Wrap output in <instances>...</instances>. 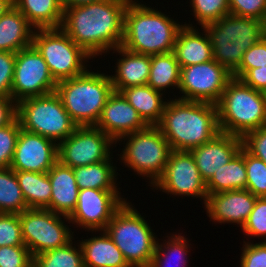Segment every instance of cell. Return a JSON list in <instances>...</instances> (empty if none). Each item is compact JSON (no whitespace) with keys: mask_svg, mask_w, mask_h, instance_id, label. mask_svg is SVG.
Listing matches in <instances>:
<instances>
[{"mask_svg":"<svg viewBox=\"0 0 266 267\" xmlns=\"http://www.w3.org/2000/svg\"><path fill=\"white\" fill-rule=\"evenodd\" d=\"M131 0H102L64 8L60 28L92 58L121 46Z\"/></svg>","mask_w":266,"mask_h":267,"instance_id":"6da1fadb","label":"cell"},{"mask_svg":"<svg viewBox=\"0 0 266 267\" xmlns=\"http://www.w3.org/2000/svg\"><path fill=\"white\" fill-rule=\"evenodd\" d=\"M156 126L178 151H190L220 133L216 105L171 98Z\"/></svg>","mask_w":266,"mask_h":267,"instance_id":"7a4b0ae2","label":"cell"},{"mask_svg":"<svg viewBox=\"0 0 266 267\" xmlns=\"http://www.w3.org/2000/svg\"><path fill=\"white\" fill-rule=\"evenodd\" d=\"M176 22L161 11L131 0L124 14L121 47L150 56L173 52L178 32L184 26Z\"/></svg>","mask_w":266,"mask_h":267,"instance_id":"3957f363","label":"cell"},{"mask_svg":"<svg viewBox=\"0 0 266 267\" xmlns=\"http://www.w3.org/2000/svg\"><path fill=\"white\" fill-rule=\"evenodd\" d=\"M212 44L213 59L233 74L243 54L266 35V23L250 17L225 15L203 28Z\"/></svg>","mask_w":266,"mask_h":267,"instance_id":"277c9868","label":"cell"},{"mask_svg":"<svg viewBox=\"0 0 266 267\" xmlns=\"http://www.w3.org/2000/svg\"><path fill=\"white\" fill-rule=\"evenodd\" d=\"M220 132L243 137L266 126V93L232 77L216 104Z\"/></svg>","mask_w":266,"mask_h":267,"instance_id":"5b68a950","label":"cell"},{"mask_svg":"<svg viewBox=\"0 0 266 267\" xmlns=\"http://www.w3.org/2000/svg\"><path fill=\"white\" fill-rule=\"evenodd\" d=\"M113 91L110 75L89 70L58 82L55 90L77 126H95Z\"/></svg>","mask_w":266,"mask_h":267,"instance_id":"8992f818","label":"cell"},{"mask_svg":"<svg viewBox=\"0 0 266 267\" xmlns=\"http://www.w3.org/2000/svg\"><path fill=\"white\" fill-rule=\"evenodd\" d=\"M131 203L125 202L105 229L120 249L130 267H149L155 253L157 237Z\"/></svg>","mask_w":266,"mask_h":267,"instance_id":"52a82bcc","label":"cell"},{"mask_svg":"<svg viewBox=\"0 0 266 267\" xmlns=\"http://www.w3.org/2000/svg\"><path fill=\"white\" fill-rule=\"evenodd\" d=\"M16 117L21 129L46 137L57 144L77 127L56 92L18 102Z\"/></svg>","mask_w":266,"mask_h":267,"instance_id":"ba28073f","label":"cell"},{"mask_svg":"<svg viewBox=\"0 0 266 267\" xmlns=\"http://www.w3.org/2000/svg\"><path fill=\"white\" fill-rule=\"evenodd\" d=\"M32 45L45 60L56 83L85 73L91 56L61 28L35 29Z\"/></svg>","mask_w":266,"mask_h":267,"instance_id":"9c48e42d","label":"cell"},{"mask_svg":"<svg viewBox=\"0 0 266 267\" xmlns=\"http://www.w3.org/2000/svg\"><path fill=\"white\" fill-rule=\"evenodd\" d=\"M123 139L127 143L122 149V162L140 176L151 178L150 184L153 186L163 174L173 151L170 144L157 126H147L143 130L124 135L115 144Z\"/></svg>","mask_w":266,"mask_h":267,"instance_id":"30bf717a","label":"cell"},{"mask_svg":"<svg viewBox=\"0 0 266 267\" xmlns=\"http://www.w3.org/2000/svg\"><path fill=\"white\" fill-rule=\"evenodd\" d=\"M61 216L70 222L68 216L47 209H27L19 214L22 238L32 257L62 247L74 239V232L64 224Z\"/></svg>","mask_w":266,"mask_h":267,"instance_id":"8fae6325","label":"cell"},{"mask_svg":"<svg viewBox=\"0 0 266 267\" xmlns=\"http://www.w3.org/2000/svg\"><path fill=\"white\" fill-rule=\"evenodd\" d=\"M114 140L96 126H77L58 143V161L71 168L87 166L111 159Z\"/></svg>","mask_w":266,"mask_h":267,"instance_id":"7c38bea8","label":"cell"},{"mask_svg":"<svg viewBox=\"0 0 266 267\" xmlns=\"http://www.w3.org/2000/svg\"><path fill=\"white\" fill-rule=\"evenodd\" d=\"M232 74L217 61L181 67L180 100L205 102L216 105Z\"/></svg>","mask_w":266,"mask_h":267,"instance_id":"4fadbf2b","label":"cell"},{"mask_svg":"<svg viewBox=\"0 0 266 267\" xmlns=\"http://www.w3.org/2000/svg\"><path fill=\"white\" fill-rule=\"evenodd\" d=\"M57 83L42 55L31 45L16 53L11 98L16 102L55 92Z\"/></svg>","mask_w":266,"mask_h":267,"instance_id":"5bb4252c","label":"cell"},{"mask_svg":"<svg viewBox=\"0 0 266 267\" xmlns=\"http://www.w3.org/2000/svg\"><path fill=\"white\" fill-rule=\"evenodd\" d=\"M154 187L174 196L200 197L204 204L208 196L206 182L202 179L190 151L173 150Z\"/></svg>","mask_w":266,"mask_h":267,"instance_id":"9a60e30c","label":"cell"},{"mask_svg":"<svg viewBox=\"0 0 266 267\" xmlns=\"http://www.w3.org/2000/svg\"><path fill=\"white\" fill-rule=\"evenodd\" d=\"M119 191L99 189L79 190L74 211L68 216L70 223L87 231H103L115 212L126 202Z\"/></svg>","mask_w":266,"mask_h":267,"instance_id":"2e32d148","label":"cell"},{"mask_svg":"<svg viewBox=\"0 0 266 267\" xmlns=\"http://www.w3.org/2000/svg\"><path fill=\"white\" fill-rule=\"evenodd\" d=\"M58 161V144L20 129L10 168L14 171L47 173Z\"/></svg>","mask_w":266,"mask_h":267,"instance_id":"e0dca14e","label":"cell"},{"mask_svg":"<svg viewBox=\"0 0 266 267\" xmlns=\"http://www.w3.org/2000/svg\"><path fill=\"white\" fill-rule=\"evenodd\" d=\"M95 126L116 142L122 136L143 130L148 125L121 92L113 91Z\"/></svg>","mask_w":266,"mask_h":267,"instance_id":"ac0fdd59","label":"cell"},{"mask_svg":"<svg viewBox=\"0 0 266 267\" xmlns=\"http://www.w3.org/2000/svg\"><path fill=\"white\" fill-rule=\"evenodd\" d=\"M257 196L249 190L236 189L208 194L205 209L218 223H236L242 228L253 210Z\"/></svg>","mask_w":266,"mask_h":267,"instance_id":"d6986e66","label":"cell"},{"mask_svg":"<svg viewBox=\"0 0 266 267\" xmlns=\"http://www.w3.org/2000/svg\"><path fill=\"white\" fill-rule=\"evenodd\" d=\"M242 147V137L220 132L190 152L202 179L207 183L215 171L229 163Z\"/></svg>","mask_w":266,"mask_h":267,"instance_id":"ffe728a7","label":"cell"},{"mask_svg":"<svg viewBox=\"0 0 266 267\" xmlns=\"http://www.w3.org/2000/svg\"><path fill=\"white\" fill-rule=\"evenodd\" d=\"M47 173L52 190L47 210L69 216L76 207L79 193L73 168L57 161Z\"/></svg>","mask_w":266,"mask_h":267,"instance_id":"44dd1931","label":"cell"},{"mask_svg":"<svg viewBox=\"0 0 266 267\" xmlns=\"http://www.w3.org/2000/svg\"><path fill=\"white\" fill-rule=\"evenodd\" d=\"M113 51L123 57L117 59L116 74L110 76L114 91L121 92L128 87L147 85L151 56L131 52L121 46L113 49Z\"/></svg>","mask_w":266,"mask_h":267,"instance_id":"7402d4cb","label":"cell"},{"mask_svg":"<svg viewBox=\"0 0 266 267\" xmlns=\"http://www.w3.org/2000/svg\"><path fill=\"white\" fill-rule=\"evenodd\" d=\"M203 33L201 35L191 24H184L179 30L173 52L180 67L213 60L212 44L204 29Z\"/></svg>","mask_w":266,"mask_h":267,"instance_id":"603a6c76","label":"cell"},{"mask_svg":"<svg viewBox=\"0 0 266 267\" xmlns=\"http://www.w3.org/2000/svg\"><path fill=\"white\" fill-rule=\"evenodd\" d=\"M34 27L13 5L0 18V51L17 53L32 45Z\"/></svg>","mask_w":266,"mask_h":267,"instance_id":"cb8c5ba5","label":"cell"},{"mask_svg":"<svg viewBox=\"0 0 266 267\" xmlns=\"http://www.w3.org/2000/svg\"><path fill=\"white\" fill-rule=\"evenodd\" d=\"M101 236L80 241L84 267H130L105 230Z\"/></svg>","mask_w":266,"mask_h":267,"instance_id":"d4e9b609","label":"cell"},{"mask_svg":"<svg viewBox=\"0 0 266 267\" xmlns=\"http://www.w3.org/2000/svg\"><path fill=\"white\" fill-rule=\"evenodd\" d=\"M121 93L148 126H156L160 122L167 104L162 97L163 92L142 85L125 88Z\"/></svg>","mask_w":266,"mask_h":267,"instance_id":"484cf974","label":"cell"},{"mask_svg":"<svg viewBox=\"0 0 266 267\" xmlns=\"http://www.w3.org/2000/svg\"><path fill=\"white\" fill-rule=\"evenodd\" d=\"M13 5L35 29L60 28L62 24L61 0H13Z\"/></svg>","mask_w":266,"mask_h":267,"instance_id":"4316f807","label":"cell"},{"mask_svg":"<svg viewBox=\"0 0 266 267\" xmlns=\"http://www.w3.org/2000/svg\"><path fill=\"white\" fill-rule=\"evenodd\" d=\"M246 183L245 148L242 147L232 160L215 171L206 183L207 194L246 189Z\"/></svg>","mask_w":266,"mask_h":267,"instance_id":"83f0119b","label":"cell"},{"mask_svg":"<svg viewBox=\"0 0 266 267\" xmlns=\"http://www.w3.org/2000/svg\"><path fill=\"white\" fill-rule=\"evenodd\" d=\"M107 159L95 164L73 168L79 190L99 189L118 191L116 184V167Z\"/></svg>","mask_w":266,"mask_h":267,"instance_id":"f1b7e54d","label":"cell"},{"mask_svg":"<svg viewBox=\"0 0 266 267\" xmlns=\"http://www.w3.org/2000/svg\"><path fill=\"white\" fill-rule=\"evenodd\" d=\"M19 186L29 209H47L51 200L48 173L15 171Z\"/></svg>","mask_w":266,"mask_h":267,"instance_id":"f546056e","label":"cell"},{"mask_svg":"<svg viewBox=\"0 0 266 267\" xmlns=\"http://www.w3.org/2000/svg\"><path fill=\"white\" fill-rule=\"evenodd\" d=\"M181 67L174 52L151 55V68L147 85L157 91L180 84Z\"/></svg>","mask_w":266,"mask_h":267,"instance_id":"4dcf8cb0","label":"cell"},{"mask_svg":"<svg viewBox=\"0 0 266 267\" xmlns=\"http://www.w3.org/2000/svg\"><path fill=\"white\" fill-rule=\"evenodd\" d=\"M27 209L15 171L0 168V213L20 214Z\"/></svg>","mask_w":266,"mask_h":267,"instance_id":"1f68e13d","label":"cell"},{"mask_svg":"<svg viewBox=\"0 0 266 267\" xmlns=\"http://www.w3.org/2000/svg\"><path fill=\"white\" fill-rule=\"evenodd\" d=\"M72 240L66 245L33 256L32 267H84L80 243L73 247Z\"/></svg>","mask_w":266,"mask_h":267,"instance_id":"d6a6232c","label":"cell"},{"mask_svg":"<svg viewBox=\"0 0 266 267\" xmlns=\"http://www.w3.org/2000/svg\"><path fill=\"white\" fill-rule=\"evenodd\" d=\"M168 237V241H166L163 244H159L157 240L155 253L152 257V261L149 267H172L170 263L175 258L177 259L178 263H175V267H187V258L188 255V242L186 240V237L184 235L181 236V233L179 235L173 234L171 235V238ZM167 243V244H166ZM163 248V249H162ZM187 249V250H186ZM176 255V256H175ZM186 259V260H185ZM168 265V266H167Z\"/></svg>","mask_w":266,"mask_h":267,"instance_id":"836d02e7","label":"cell"},{"mask_svg":"<svg viewBox=\"0 0 266 267\" xmlns=\"http://www.w3.org/2000/svg\"><path fill=\"white\" fill-rule=\"evenodd\" d=\"M190 4L201 27L230 14L229 0H191Z\"/></svg>","mask_w":266,"mask_h":267,"instance_id":"e575fe53","label":"cell"},{"mask_svg":"<svg viewBox=\"0 0 266 267\" xmlns=\"http://www.w3.org/2000/svg\"><path fill=\"white\" fill-rule=\"evenodd\" d=\"M245 165L246 190H249L254 196L266 197V164L245 149Z\"/></svg>","mask_w":266,"mask_h":267,"instance_id":"d590c367","label":"cell"},{"mask_svg":"<svg viewBox=\"0 0 266 267\" xmlns=\"http://www.w3.org/2000/svg\"><path fill=\"white\" fill-rule=\"evenodd\" d=\"M20 129L17 117L10 124L0 128V168L10 167Z\"/></svg>","mask_w":266,"mask_h":267,"instance_id":"8d00e7d4","label":"cell"},{"mask_svg":"<svg viewBox=\"0 0 266 267\" xmlns=\"http://www.w3.org/2000/svg\"><path fill=\"white\" fill-rule=\"evenodd\" d=\"M25 246L19 214L0 213V247Z\"/></svg>","mask_w":266,"mask_h":267,"instance_id":"74e56055","label":"cell"},{"mask_svg":"<svg viewBox=\"0 0 266 267\" xmlns=\"http://www.w3.org/2000/svg\"><path fill=\"white\" fill-rule=\"evenodd\" d=\"M266 66V35L244 54L239 68L232 77L241 79L250 69Z\"/></svg>","mask_w":266,"mask_h":267,"instance_id":"f35d334b","label":"cell"},{"mask_svg":"<svg viewBox=\"0 0 266 267\" xmlns=\"http://www.w3.org/2000/svg\"><path fill=\"white\" fill-rule=\"evenodd\" d=\"M242 230L247 236L266 238V197H257ZM265 238L264 242H266Z\"/></svg>","mask_w":266,"mask_h":267,"instance_id":"ab89813d","label":"cell"},{"mask_svg":"<svg viewBox=\"0 0 266 267\" xmlns=\"http://www.w3.org/2000/svg\"><path fill=\"white\" fill-rule=\"evenodd\" d=\"M33 257L26 246L0 247V267H32Z\"/></svg>","mask_w":266,"mask_h":267,"instance_id":"60d3db41","label":"cell"},{"mask_svg":"<svg viewBox=\"0 0 266 267\" xmlns=\"http://www.w3.org/2000/svg\"><path fill=\"white\" fill-rule=\"evenodd\" d=\"M230 14L266 23V0H229Z\"/></svg>","mask_w":266,"mask_h":267,"instance_id":"b9f144b4","label":"cell"},{"mask_svg":"<svg viewBox=\"0 0 266 267\" xmlns=\"http://www.w3.org/2000/svg\"><path fill=\"white\" fill-rule=\"evenodd\" d=\"M16 53L0 51V97H11Z\"/></svg>","mask_w":266,"mask_h":267,"instance_id":"7bdbcfd3","label":"cell"},{"mask_svg":"<svg viewBox=\"0 0 266 267\" xmlns=\"http://www.w3.org/2000/svg\"><path fill=\"white\" fill-rule=\"evenodd\" d=\"M243 147L266 164V126L252 130L242 137Z\"/></svg>","mask_w":266,"mask_h":267,"instance_id":"ee69618b","label":"cell"},{"mask_svg":"<svg viewBox=\"0 0 266 267\" xmlns=\"http://www.w3.org/2000/svg\"><path fill=\"white\" fill-rule=\"evenodd\" d=\"M241 254V267H266V242L249 243L244 241Z\"/></svg>","mask_w":266,"mask_h":267,"instance_id":"f6af8a7d","label":"cell"},{"mask_svg":"<svg viewBox=\"0 0 266 267\" xmlns=\"http://www.w3.org/2000/svg\"><path fill=\"white\" fill-rule=\"evenodd\" d=\"M241 80L253 89L266 93V66L250 69Z\"/></svg>","mask_w":266,"mask_h":267,"instance_id":"bcb514c9","label":"cell"},{"mask_svg":"<svg viewBox=\"0 0 266 267\" xmlns=\"http://www.w3.org/2000/svg\"><path fill=\"white\" fill-rule=\"evenodd\" d=\"M17 116V103L11 97H0V128L10 124Z\"/></svg>","mask_w":266,"mask_h":267,"instance_id":"7dc6e473","label":"cell"},{"mask_svg":"<svg viewBox=\"0 0 266 267\" xmlns=\"http://www.w3.org/2000/svg\"><path fill=\"white\" fill-rule=\"evenodd\" d=\"M98 1H102V0H61L63 8H70V7L90 4V3L98 2Z\"/></svg>","mask_w":266,"mask_h":267,"instance_id":"c3c4849f","label":"cell"},{"mask_svg":"<svg viewBox=\"0 0 266 267\" xmlns=\"http://www.w3.org/2000/svg\"><path fill=\"white\" fill-rule=\"evenodd\" d=\"M11 6H13V0H0V18Z\"/></svg>","mask_w":266,"mask_h":267,"instance_id":"681fc988","label":"cell"}]
</instances>
